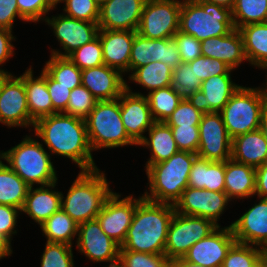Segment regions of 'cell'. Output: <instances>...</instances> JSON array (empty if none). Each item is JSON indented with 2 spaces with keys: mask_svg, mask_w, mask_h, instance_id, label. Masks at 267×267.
<instances>
[{
  "mask_svg": "<svg viewBox=\"0 0 267 267\" xmlns=\"http://www.w3.org/2000/svg\"><path fill=\"white\" fill-rule=\"evenodd\" d=\"M33 127L35 135L42 139L51 154L71 159L81 171L98 169L91 153L85 119L55 113L39 118Z\"/></svg>",
  "mask_w": 267,
  "mask_h": 267,
  "instance_id": "cell-1",
  "label": "cell"
},
{
  "mask_svg": "<svg viewBox=\"0 0 267 267\" xmlns=\"http://www.w3.org/2000/svg\"><path fill=\"white\" fill-rule=\"evenodd\" d=\"M174 213L173 204L154 202L143 197L136 206L120 250L164 254L168 229Z\"/></svg>",
  "mask_w": 267,
  "mask_h": 267,
  "instance_id": "cell-2",
  "label": "cell"
},
{
  "mask_svg": "<svg viewBox=\"0 0 267 267\" xmlns=\"http://www.w3.org/2000/svg\"><path fill=\"white\" fill-rule=\"evenodd\" d=\"M196 157L197 154L178 151L167 160L146 165L150 193L145 192L143 197L154 202L174 205L188 187L191 167Z\"/></svg>",
  "mask_w": 267,
  "mask_h": 267,
  "instance_id": "cell-3",
  "label": "cell"
},
{
  "mask_svg": "<svg viewBox=\"0 0 267 267\" xmlns=\"http://www.w3.org/2000/svg\"><path fill=\"white\" fill-rule=\"evenodd\" d=\"M111 194L109 183L100 169L81 171L66 197L62 194L61 209L80 224L96 219Z\"/></svg>",
  "mask_w": 267,
  "mask_h": 267,
  "instance_id": "cell-4",
  "label": "cell"
},
{
  "mask_svg": "<svg viewBox=\"0 0 267 267\" xmlns=\"http://www.w3.org/2000/svg\"><path fill=\"white\" fill-rule=\"evenodd\" d=\"M234 29L230 8L203 0H183L178 31L202 41L227 35Z\"/></svg>",
  "mask_w": 267,
  "mask_h": 267,
  "instance_id": "cell-5",
  "label": "cell"
},
{
  "mask_svg": "<svg viewBox=\"0 0 267 267\" xmlns=\"http://www.w3.org/2000/svg\"><path fill=\"white\" fill-rule=\"evenodd\" d=\"M43 145L27 136L8 151L0 152V159L28 185H49L57 182V175L50 154Z\"/></svg>",
  "mask_w": 267,
  "mask_h": 267,
  "instance_id": "cell-6",
  "label": "cell"
},
{
  "mask_svg": "<svg viewBox=\"0 0 267 267\" xmlns=\"http://www.w3.org/2000/svg\"><path fill=\"white\" fill-rule=\"evenodd\" d=\"M266 87L260 89L241 86L220 111L232 139L260 128L267 107Z\"/></svg>",
  "mask_w": 267,
  "mask_h": 267,
  "instance_id": "cell-7",
  "label": "cell"
},
{
  "mask_svg": "<svg viewBox=\"0 0 267 267\" xmlns=\"http://www.w3.org/2000/svg\"><path fill=\"white\" fill-rule=\"evenodd\" d=\"M85 122L92 150L137 145L125 130L119 98L98 101Z\"/></svg>",
  "mask_w": 267,
  "mask_h": 267,
  "instance_id": "cell-8",
  "label": "cell"
},
{
  "mask_svg": "<svg viewBox=\"0 0 267 267\" xmlns=\"http://www.w3.org/2000/svg\"><path fill=\"white\" fill-rule=\"evenodd\" d=\"M217 227L210 219L175 212L168 229L164 254L169 261L183 258L196 242Z\"/></svg>",
  "mask_w": 267,
  "mask_h": 267,
  "instance_id": "cell-9",
  "label": "cell"
},
{
  "mask_svg": "<svg viewBox=\"0 0 267 267\" xmlns=\"http://www.w3.org/2000/svg\"><path fill=\"white\" fill-rule=\"evenodd\" d=\"M181 0H146L137 33L148 39L173 38L179 30Z\"/></svg>",
  "mask_w": 267,
  "mask_h": 267,
  "instance_id": "cell-10",
  "label": "cell"
},
{
  "mask_svg": "<svg viewBox=\"0 0 267 267\" xmlns=\"http://www.w3.org/2000/svg\"><path fill=\"white\" fill-rule=\"evenodd\" d=\"M198 127V157L210 161H226L231 158L232 138L220 112L203 114Z\"/></svg>",
  "mask_w": 267,
  "mask_h": 267,
  "instance_id": "cell-11",
  "label": "cell"
},
{
  "mask_svg": "<svg viewBox=\"0 0 267 267\" xmlns=\"http://www.w3.org/2000/svg\"><path fill=\"white\" fill-rule=\"evenodd\" d=\"M45 22L53 28V33L65 52L51 50V54L59 57H67L75 49L94 40L99 33L97 22H88L74 19L67 15L46 17Z\"/></svg>",
  "mask_w": 267,
  "mask_h": 267,
  "instance_id": "cell-12",
  "label": "cell"
},
{
  "mask_svg": "<svg viewBox=\"0 0 267 267\" xmlns=\"http://www.w3.org/2000/svg\"><path fill=\"white\" fill-rule=\"evenodd\" d=\"M77 248L94 262H110L108 267L119 263L120 245L111 239L96 219L78 224Z\"/></svg>",
  "mask_w": 267,
  "mask_h": 267,
  "instance_id": "cell-13",
  "label": "cell"
},
{
  "mask_svg": "<svg viewBox=\"0 0 267 267\" xmlns=\"http://www.w3.org/2000/svg\"><path fill=\"white\" fill-rule=\"evenodd\" d=\"M142 198L143 195L138 199L130 195L120 199L118 193L112 192L97 215L102 230L120 246L124 243L136 206Z\"/></svg>",
  "mask_w": 267,
  "mask_h": 267,
  "instance_id": "cell-14",
  "label": "cell"
},
{
  "mask_svg": "<svg viewBox=\"0 0 267 267\" xmlns=\"http://www.w3.org/2000/svg\"><path fill=\"white\" fill-rule=\"evenodd\" d=\"M231 199L226 192L208 191L186 187L181 197L175 202L176 213L183 215L199 216L212 220L219 226L218 219Z\"/></svg>",
  "mask_w": 267,
  "mask_h": 267,
  "instance_id": "cell-15",
  "label": "cell"
},
{
  "mask_svg": "<svg viewBox=\"0 0 267 267\" xmlns=\"http://www.w3.org/2000/svg\"><path fill=\"white\" fill-rule=\"evenodd\" d=\"M0 123L8 127H30L35 123L30 117L24 81L12 74L0 90Z\"/></svg>",
  "mask_w": 267,
  "mask_h": 267,
  "instance_id": "cell-16",
  "label": "cell"
},
{
  "mask_svg": "<svg viewBox=\"0 0 267 267\" xmlns=\"http://www.w3.org/2000/svg\"><path fill=\"white\" fill-rule=\"evenodd\" d=\"M220 227L219 225L207 237L196 242L183 259L198 266L221 267L236 239L231 226Z\"/></svg>",
  "mask_w": 267,
  "mask_h": 267,
  "instance_id": "cell-17",
  "label": "cell"
},
{
  "mask_svg": "<svg viewBox=\"0 0 267 267\" xmlns=\"http://www.w3.org/2000/svg\"><path fill=\"white\" fill-rule=\"evenodd\" d=\"M122 122L128 136L138 144L145 136L143 133L155 122L152 118L149 102L145 95L132 92L126 82V89L119 97Z\"/></svg>",
  "mask_w": 267,
  "mask_h": 267,
  "instance_id": "cell-18",
  "label": "cell"
},
{
  "mask_svg": "<svg viewBox=\"0 0 267 267\" xmlns=\"http://www.w3.org/2000/svg\"><path fill=\"white\" fill-rule=\"evenodd\" d=\"M146 0H107L100 6V30L137 31Z\"/></svg>",
  "mask_w": 267,
  "mask_h": 267,
  "instance_id": "cell-19",
  "label": "cell"
},
{
  "mask_svg": "<svg viewBox=\"0 0 267 267\" xmlns=\"http://www.w3.org/2000/svg\"><path fill=\"white\" fill-rule=\"evenodd\" d=\"M231 75H217L202 82L188 101L201 113L220 112L231 96L240 88Z\"/></svg>",
  "mask_w": 267,
  "mask_h": 267,
  "instance_id": "cell-20",
  "label": "cell"
},
{
  "mask_svg": "<svg viewBox=\"0 0 267 267\" xmlns=\"http://www.w3.org/2000/svg\"><path fill=\"white\" fill-rule=\"evenodd\" d=\"M229 226L236 242L263 249L267 245V198H260L258 204Z\"/></svg>",
  "mask_w": 267,
  "mask_h": 267,
  "instance_id": "cell-21",
  "label": "cell"
},
{
  "mask_svg": "<svg viewBox=\"0 0 267 267\" xmlns=\"http://www.w3.org/2000/svg\"><path fill=\"white\" fill-rule=\"evenodd\" d=\"M84 86L97 101L114 100L126 89L123 75L116 69L103 64L81 71Z\"/></svg>",
  "mask_w": 267,
  "mask_h": 267,
  "instance_id": "cell-22",
  "label": "cell"
},
{
  "mask_svg": "<svg viewBox=\"0 0 267 267\" xmlns=\"http://www.w3.org/2000/svg\"><path fill=\"white\" fill-rule=\"evenodd\" d=\"M136 31L99 30L104 64L121 74L129 72L132 43Z\"/></svg>",
  "mask_w": 267,
  "mask_h": 267,
  "instance_id": "cell-23",
  "label": "cell"
},
{
  "mask_svg": "<svg viewBox=\"0 0 267 267\" xmlns=\"http://www.w3.org/2000/svg\"><path fill=\"white\" fill-rule=\"evenodd\" d=\"M201 52L202 56L219 59L233 70L247 60L243 39L238 29L227 35L202 40Z\"/></svg>",
  "mask_w": 267,
  "mask_h": 267,
  "instance_id": "cell-24",
  "label": "cell"
},
{
  "mask_svg": "<svg viewBox=\"0 0 267 267\" xmlns=\"http://www.w3.org/2000/svg\"><path fill=\"white\" fill-rule=\"evenodd\" d=\"M56 183L38 188L29 187L21 212L26 213L34 222L41 225L52 214L61 209L62 192L52 190ZM49 187V188H48Z\"/></svg>",
  "mask_w": 267,
  "mask_h": 267,
  "instance_id": "cell-25",
  "label": "cell"
},
{
  "mask_svg": "<svg viewBox=\"0 0 267 267\" xmlns=\"http://www.w3.org/2000/svg\"><path fill=\"white\" fill-rule=\"evenodd\" d=\"M33 76V70L30 67L19 77L24 81L30 117L36 121L58 112L53 108L52 99L47 90L46 71L43 69L37 78Z\"/></svg>",
  "mask_w": 267,
  "mask_h": 267,
  "instance_id": "cell-26",
  "label": "cell"
},
{
  "mask_svg": "<svg viewBox=\"0 0 267 267\" xmlns=\"http://www.w3.org/2000/svg\"><path fill=\"white\" fill-rule=\"evenodd\" d=\"M231 158L254 168L267 163V140L260 129L232 139Z\"/></svg>",
  "mask_w": 267,
  "mask_h": 267,
  "instance_id": "cell-27",
  "label": "cell"
},
{
  "mask_svg": "<svg viewBox=\"0 0 267 267\" xmlns=\"http://www.w3.org/2000/svg\"><path fill=\"white\" fill-rule=\"evenodd\" d=\"M225 161H210L196 157L193 161L188 186L208 191L225 192Z\"/></svg>",
  "mask_w": 267,
  "mask_h": 267,
  "instance_id": "cell-28",
  "label": "cell"
},
{
  "mask_svg": "<svg viewBox=\"0 0 267 267\" xmlns=\"http://www.w3.org/2000/svg\"><path fill=\"white\" fill-rule=\"evenodd\" d=\"M225 192L232 200L255 195V168L232 158L225 161Z\"/></svg>",
  "mask_w": 267,
  "mask_h": 267,
  "instance_id": "cell-29",
  "label": "cell"
},
{
  "mask_svg": "<svg viewBox=\"0 0 267 267\" xmlns=\"http://www.w3.org/2000/svg\"><path fill=\"white\" fill-rule=\"evenodd\" d=\"M148 131L149 138L145 136L137 144L150 148L152 154L146 165H153L167 160L179 151L172 130L165 122L155 121Z\"/></svg>",
  "mask_w": 267,
  "mask_h": 267,
  "instance_id": "cell-30",
  "label": "cell"
},
{
  "mask_svg": "<svg viewBox=\"0 0 267 267\" xmlns=\"http://www.w3.org/2000/svg\"><path fill=\"white\" fill-rule=\"evenodd\" d=\"M238 30L247 61L260 69H267V22L248 24Z\"/></svg>",
  "mask_w": 267,
  "mask_h": 267,
  "instance_id": "cell-31",
  "label": "cell"
},
{
  "mask_svg": "<svg viewBox=\"0 0 267 267\" xmlns=\"http://www.w3.org/2000/svg\"><path fill=\"white\" fill-rule=\"evenodd\" d=\"M29 187L19 175L0 160V205L22 210Z\"/></svg>",
  "mask_w": 267,
  "mask_h": 267,
  "instance_id": "cell-32",
  "label": "cell"
},
{
  "mask_svg": "<svg viewBox=\"0 0 267 267\" xmlns=\"http://www.w3.org/2000/svg\"><path fill=\"white\" fill-rule=\"evenodd\" d=\"M47 242L63 243L72 246V240L78 235L76 223L64 210L52 214L40 225Z\"/></svg>",
  "mask_w": 267,
  "mask_h": 267,
  "instance_id": "cell-33",
  "label": "cell"
},
{
  "mask_svg": "<svg viewBox=\"0 0 267 267\" xmlns=\"http://www.w3.org/2000/svg\"><path fill=\"white\" fill-rule=\"evenodd\" d=\"M129 79L142 85L148 93L151 91L170 86L173 68L160 61L134 69Z\"/></svg>",
  "mask_w": 267,
  "mask_h": 267,
  "instance_id": "cell-34",
  "label": "cell"
},
{
  "mask_svg": "<svg viewBox=\"0 0 267 267\" xmlns=\"http://www.w3.org/2000/svg\"><path fill=\"white\" fill-rule=\"evenodd\" d=\"M59 85L73 90L82 85L81 69L68 57H59L51 54V58L43 68Z\"/></svg>",
  "mask_w": 267,
  "mask_h": 267,
  "instance_id": "cell-35",
  "label": "cell"
},
{
  "mask_svg": "<svg viewBox=\"0 0 267 267\" xmlns=\"http://www.w3.org/2000/svg\"><path fill=\"white\" fill-rule=\"evenodd\" d=\"M231 11L235 29L267 22V0H235Z\"/></svg>",
  "mask_w": 267,
  "mask_h": 267,
  "instance_id": "cell-36",
  "label": "cell"
},
{
  "mask_svg": "<svg viewBox=\"0 0 267 267\" xmlns=\"http://www.w3.org/2000/svg\"><path fill=\"white\" fill-rule=\"evenodd\" d=\"M146 97L152 118L156 122H165L182 101L170 86L151 91Z\"/></svg>",
  "mask_w": 267,
  "mask_h": 267,
  "instance_id": "cell-37",
  "label": "cell"
},
{
  "mask_svg": "<svg viewBox=\"0 0 267 267\" xmlns=\"http://www.w3.org/2000/svg\"><path fill=\"white\" fill-rule=\"evenodd\" d=\"M201 85V80L194 72V66L182 62L173 69L170 87L182 100H188L201 89Z\"/></svg>",
  "mask_w": 267,
  "mask_h": 267,
  "instance_id": "cell-38",
  "label": "cell"
},
{
  "mask_svg": "<svg viewBox=\"0 0 267 267\" xmlns=\"http://www.w3.org/2000/svg\"><path fill=\"white\" fill-rule=\"evenodd\" d=\"M67 57L81 70L103 65V51L99 35L94 40L75 49Z\"/></svg>",
  "mask_w": 267,
  "mask_h": 267,
  "instance_id": "cell-39",
  "label": "cell"
},
{
  "mask_svg": "<svg viewBox=\"0 0 267 267\" xmlns=\"http://www.w3.org/2000/svg\"><path fill=\"white\" fill-rule=\"evenodd\" d=\"M263 253L262 248L235 242L221 267H250Z\"/></svg>",
  "mask_w": 267,
  "mask_h": 267,
  "instance_id": "cell-40",
  "label": "cell"
},
{
  "mask_svg": "<svg viewBox=\"0 0 267 267\" xmlns=\"http://www.w3.org/2000/svg\"><path fill=\"white\" fill-rule=\"evenodd\" d=\"M72 246L46 242L41 267H74Z\"/></svg>",
  "mask_w": 267,
  "mask_h": 267,
  "instance_id": "cell-41",
  "label": "cell"
},
{
  "mask_svg": "<svg viewBox=\"0 0 267 267\" xmlns=\"http://www.w3.org/2000/svg\"><path fill=\"white\" fill-rule=\"evenodd\" d=\"M97 102V99L81 85L71 90L67 108L62 113L85 119Z\"/></svg>",
  "mask_w": 267,
  "mask_h": 267,
  "instance_id": "cell-42",
  "label": "cell"
},
{
  "mask_svg": "<svg viewBox=\"0 0 267 267\" xmlns=\"http://www.w3.org/2000/svg\"><path fill=\"white\" fill-rule=\"evenodd\" d=\"M119 264L122 267H170V261L165 254H148L128 250H120Z\"/></svg>",
  "mask_w": 267,
  "mask_h": 267,
  "instance_id": "cell-43",
  "label": "cell"
},
{
  "mask_svg": "<svg viewBox=\"0 0 267 267\" xmlns=\"http://www.w3.org/2000/svg\"><path fill=\"white\" fill-rule=\"evenodd\" d=\"M62 2H65V15L78 20L98 22L100 6L95 0H61L60 3Z\"/></svg>",
  "mask_w": 267,
  "mask_h": 267,
  "instance_id": "cell-44",
  "label": "cell"
},
{
  "mask_svg": "<svg viewBox=\"0 0 267 267\" xmlns=\"http://www.w3.org/2000/svg\"><path fill=\"white\" fill-rule=\"evenodd\" d=\"M194 66V72L201 82L217 75H231L233 69L219 59L200 56L188 63Z\"/></svg>",
  "mask_w": 267,
  "mask_h": 267,
  "instance_id": "cell-45",
  "label": "cell"
},
{
  "mask_svg": "<svg viewBox=\"0 0 267 267\" xmlns=\"http://www.w3.org/2000/svg\"><path fill=\"white\" fill-rule=\"evenodd\" d=\"M151 62L160 61L171 68L182 63L177 44L173 38L153 39V56Z\"/></svg>",
  "mask_w": 267,
  "mask_h": 267,
  "instance_id": "cell-46",
  "label": "cell"
},
{
  "mask_svg": "<svg viewBox=\"0 0 267 267\" xmlns=\"http://www.w3.org/2000/svg\"><path fill=\"white\" fill-rule=\"evenodd\" d=\"M153 56V39H148L136 33L132 43L129 72L151 62Z\"/></svg>",
  "mask_w": 267,
  "mask_h": 267,
  "instance_id": "cell-47",
  "label": "cell"
},
{
  "mask_svg": "<svg viewBox=\"0 0 267 267\" xmlns=\"http://www.w3.org/2000/svg\"><path fill=\"white\" fill-rule=\"evenodd\" d=\"M202 115L188 100L183 99L165 123L169 126H199Z\"/></svg>",
  "mask_w": 267,
  "mask_h": 267,
  "instance_id": "cell-48",
  "label": "cell"
},
{
  "mask_svg": "<svg viewBox=\"0 0 267 267\" xmlns=\"http://www.w3.org/2000/svg\"><path fill=\"white\" fill-rule=\"evenodd\" d=\"M17 6L25 22L45 20L46 16H43L56 8L52 0H17Z\"/></svg>",
  "mask_w": 267,
  "mask_h": 267,
  "instance_id": "cell-49",
  "label": "cell"
},
{
  "mask_svg": "<svg viewBox=\"0 0 267 267\" xmlns=\"http://www.w3.org/2000/svg\"><path fill=\"white\" fill-rule=\"evenodd\" d=\"M179 151L197 154L199 147L198 126H170Z\"/></svg>",
  "mask_w": 267,
  "mask_h": 267,
  "instance_id": "cell-50",
  "label": "cell"
},
{
  "mask_svg": "<svg viewBox=\"0 0 267 267\" xmlns=\"http://www.w3.org/2000/svg\"><path fill=\"white\" fill-rule=\"evenodd\" d=\"M173 39L177 44L178 52L182 62L189 63L197 57L202 56L201 41L197 40L192 35L178 31L174 35Z\"/></svg>",
  "mask_w": 267,
  "mask_h": 267,
  "instance_id": "cell-51",
  "label": "cell"
},
{
  "mask_svg": "<svg viewBox=\"0 0 267 267\" xmlns=\"http://www.w3.org/2000/svg\"><path fill=\"white\" fill-rule=\"evenodd\" d=\"M46 85L52 99L53 108L58 113H62L67 108L71 90L67 86L59 85L47 72Z\"/></svg>",
  "mask_w": 267,
  "mask_h": 267,
  "instance_id": "cell-52",
  "label": "cell"
},
{
  "mask_svg": "<svg viewBox=\"0 0 267 267\" xmlns=\"http://www.w3.org/2000/svg\"><path fill=\"white\" fill-rule=\"evenodd\" d=\"M19 212L21 213V210L16 207L0 205V234L10 243L12 235L17 233L14 228Z\"/></svg>",
  "mask_w": 267,
  "mask_h": 267,
  "instance_id": "cell-53",
  "label": "cell"
},
{
  "mask_svg": "<svg viewBox=\"0 0 267 267\" xmlns=\"http://www.w3.org/2000/svg\"><path fill=\"white\" fill-rule=\"evenodd\" d=\"M16 16L24 21L19 13L17 0H0V28L12 31Z\"/></svg>",
  "mask_w": 267,
  "mask_h": 267,
  "instance_id": "cell-54",
  "label": "cell"
},
{
  "mask_svg": "<svg viewBox=\"0 0 267 267\" xmlns=\"http://www.w3.org/2000/svg\"><path fill=\"white\" fill-rule=\"evenodd\" d=\"M14 37L11 30L0 28V65L13 55L12 40H15Z\"/></svg>",
  "mask_w": 267,
  "mask_h": 267,
  "instance_id": "cell-55",
  "label": "cell"
},
{
  "mask_svg": "<svg viewBox=\"0 0 267 267\" xmlns=\"http://www.w3.org/2000/svg\"><path fill=\"white\" fill-rule=\"evenodd\" d=\"M267 198V163L255 168V195Z\"/></svg>",
  "mask_w": 267,
  "mask_h": 267,
  "instance_id": "cell-56",
  "label": "cell"
},
{
  "mask_svg": "<svg viewBox=\"0 0 267 267\" xmlns=\"http://www.w3.org/2000/svg\"><path fill=\"white\" fill-rule=\"evenodd\" d=\"M12 253L11 243L0 234V259L9 256Z\"/></svg>",
  "mask_w": 267,
  "mask_h": 267,
  "instance_id": "cell-57",
  "label": "cell"
},
{
  "mask_svg": "<svg viewBox=\"0 0 267 267\" xmlns=\"http://www.w3.org/2000/svg\"><path fill=\"white\" fill-rule=\"evenodd\" d=\"M170 267H206V266H198L187 262L183 258H178L170 261Z\"/></svg>",
  "mask_w": 267,
  "mask_h": 267,
  "instance_id": "cell-58",
  "label": "cell"
},
{
  "mask_svg": "<svg viewBox=\"0 0 267 267\" xmlns=\"http://www.w3.org/2000/svg\"><path fill=\"white\" fill-rule=\"evenodd\" d=\"M259 129L261 130L263 136L267 140V107L265 108V110L263 112L262 120H261V124H260Z\"/></svg>",
  "mask_w": 267,
  "mask_h": 267,
  "instance_id": "cell-59",
  "label": "cell"
},
{
  "mask_svg": "<svg viewBox=\"0 0 267 267\" xmlns=\"http://www.w3.org/2000/svg\"><path fill=\"white\" fill-rule=\"evenodd\" d=\"M214 4H219L224 7L232 9L235 3V0H203Z\"/></svg>",
  "mask_w": 267,
  "mask_h": 267,
  "instance_id": "cell-60",
  "label": "cell"
},
{
  "mask_svg": "<svg viewBox=\"0 0 267 267\" xmlns=\"http://www.w3.org/2000/svg\"><path fill=\"white\" fill-rule=\"evenodd\" d=\"M250 267H266V255L263 253Z\"/></svg>",
  "mask_w": 267,
  "mask_h": 267,
  "instance_id": "cell-61",
  "label": "cell"
},
{
  "mask_svg": "<svg viewBox=\"0 0 267 267\" xmlns=\"http://www.w3.org/2000/svg\"><path fill=\"white\" fill-rule=\"evenodd\" d=\"M11 74L7 71H4L0 68V90L3 85V83L6 81V79L10 76Z\"/></svg>",
  "mask_w": 267,
  "mask_h": 267,
  "instance_id": "cell-62",
  "label": "cell"
},
{
  "mask_svg": "<svg viewBox=\"0 0 267 267\" xmlns=\"http://www.w3.org/2000/svg\"><path fill=\"white\" fill-rule=\"evenodd\" d=\"M107 0H95V2L101 6L102 4H104Z\"/></svg>",
  "mask_w": 267,
  "mask_h": 267,
  "instance_id": "cell-63",
  "label": "cell"
},
{
  "mask_svg": "<svg viewBox=\"0 0 267 267\" xmlns=\"http://www.w3.org/2000/svg\"><path fill=\"white\" fill-rule=\"evenodd\" d=\"M263 252H264V254H265L266 257H267V245L263 248Z\"/></svg>",
  "mask_w": 267,
  "mask_h": 267,
  "instance_id": "cell-64",
  "label": "cell"
},
{
  "mask_svg": "<svg viewBox=\"0 0 267 267\" xmlns=\"http://www.w3.org/2000/svg\"><path fill=\"white\" fill-rule=\"evenodd\" d=\"M61 0H52V2L57 5L58 3H60Z\"/></svg>",
  "mask_w": 267,
  "mask_h": 267,
  "instance_id": "cell-65",
  "label": "cell"
},
{
  "mask_svg": "<svg viewBox=\"0 0 267 267\" xmlns=\"http://www.w3.org/2000/svg\"><path fill=\"white\" fill-rule=\"evenodd\" d=\"M113 267H122V266L119 263H117Z\"/></svg>",
  "mask_w": 267,
  "mask_h": 267,
  "instance_id": "cell-66",
  "label": "cell"
}]
</instances>
